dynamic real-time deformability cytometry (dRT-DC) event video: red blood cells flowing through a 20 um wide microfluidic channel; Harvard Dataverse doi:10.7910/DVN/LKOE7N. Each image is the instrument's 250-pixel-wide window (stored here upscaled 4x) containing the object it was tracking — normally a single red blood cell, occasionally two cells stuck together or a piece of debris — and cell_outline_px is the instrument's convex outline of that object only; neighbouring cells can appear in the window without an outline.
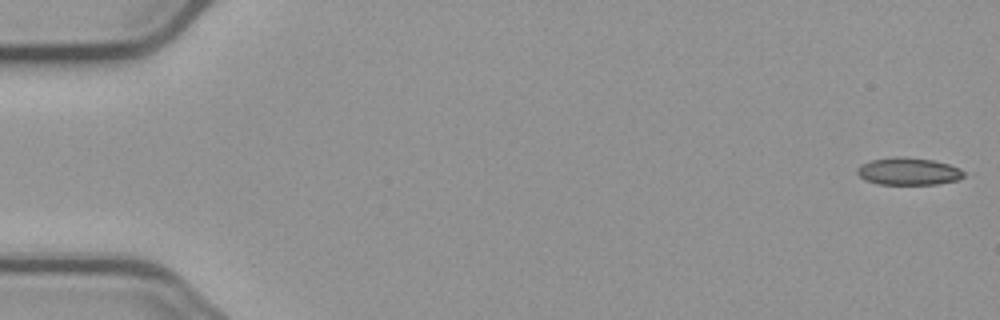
{"species": "common noctule bat (a hibernating species)", "species_latin": "Nyctalus noctula", "temperature_condition": "cold", "stored_images_in_passage": 5, "camera_frame_rate_fps": 3000, "um_per_image_px": 0.085, "animal": {"sex": "male", "body_mass_g": 23.1, "forearm_length_mm": 52.7}, "frame": {"image": 1, "passage_image": 1, "time_ms": 0.0, "image_size_px": [1000, 320], "cell_outline_px": [[964, 176], [960, 180], [936, 184], [880, 184], [864, 180], [856, 172], [856, 168], [872, 160], [896, 156], [932, 160], [948, 164], [964, 172]], "centroid_in_image_um": [77.21, 14.57], "position_along_channel_um": 7.8, "area_um2": 16.76}}